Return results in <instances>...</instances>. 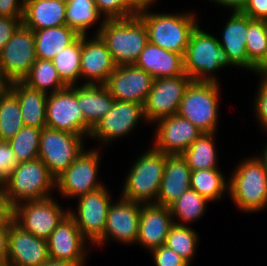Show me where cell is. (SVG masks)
<instances>
[{"label": "cell", "instance_id": "obj_1", "mask_svg": "<svg viewBox=\"0 0 267 266\" xmlns=\"http://www.w3.org/2000/svg\"><path fill=\"white\" fill-rule=\"evenodd\" d=\"M151 5H141L137 13L146 26L149 42L184 56L191 34L199 25L197 12L154 13L150 12Z\"/></svg>", "mask_w": 267, "mask_h": 266}, {"label": "cell", "instance_id": "obj_2", "mask_svg": "<svg viewBox=\"0 0 267 266\" xmlns=\"http://www.w3.org/2000/svg\"><path fill=\"white\" fill-rule=\"evenodd\" d=\"M93 34H98L118 65L135 64L145 48L148 32L143 20L135 15L124 19H106L100 22Z\"/></svg>", "mask_w": 267, "mask_h": 266}, {"label": "cell", "instance_id": "obj_3", "mask_svg": "<svg viewBox=\"0 0 267 266\" xmlns=\"http://www.w3.org/2000/svg\"><path fill=\"white\" fill-rule=\"evenodd\" d=\"M228 180V195L242 212L267 208V173L256 155L240 161Z\"/></svg>", "mask_w": 267, "mask_h": 266}, {"label": "cell", "instance_id": "obj_4", "mask_svg": "<svg viewBox=\"0 0 267 266\" xmlns=\"http://www.w3.org/2000/svg\"><path fill=\"white\" fill-rule=\"evenodd\" d=\"M234 65L218 38L198 25L192 32L184 55V71L193 81L219 82L215 72Z\"/></svg>", "mask_w": 267, "mask_h": 266}, {"label": "cell", "instance_id": "obj_5", "mask_svg": "<svg viewBox=\"0 0 267 266\" xmlns=\"http://www.w3.org/2000/svg\"><path fill=\"white\" fill-rule=\"evenodd\" d=\"M151 147L131 165L123 182L121 198L140 204L156 202L164 174L166 154Z\"/></svg>", "mask_w": 267, "mask_h": 266}, {"label": "cell", "instance_id": "obj_6", "mask_svg": "<svg viewBox=\"0 0 267 266\" xmlns=\"http://www.w3.org/2000/svg\"><path fill=\"white\" fill-rule=\"evenodd\" d=\"M220 83L192 81L180 102L177 114L203 133H217Z\"/></svg>", "mask_w": 267, "mask_h": 266}, {"label": "cell", "instance_id": "obj_7", "mask_svg": "<svg viewBox=\"0 0 267 266\" xmlns=\"http://www.w3.org/2000/svg\"><path fill=\"white\" fill-rule=\"evenodd\" d=\"M3 184L9 202L15 206L26 200H41L52 197L51 191L55 189V178L47 166L37 158L32 161L20 162L7 176Z\"/></svg>", "mask_w": 267, "mask_h": 266}, {"label": "cell", "instance_id": "obj_8", "mask_svg": "<svg viewBox=\"0 0 267 266\" xmlns=\"http://www.w3.org/2000/svg\"><path fill=\"white\" fill-rule=\"evenodd\" d=\"M85 137L45 127L40 134L38 158L56 179L85 150Z\"/></svg>", "mask_w": 267, "mask_h": 266}, {"label": "cell", "instance_id": "obj_9", "mask_svg": "<svg viewBox=\"0 0 267 266\" xmlns=\"http://www.w3.org/2000/svg\"><path fill=\"white\" fill-rule=\"evenodd\" d=\"M37 59L33 30L21 24L0 52V80L22 81Z\"/></svg>", "mask_w": 267, "mask_h": 266}, {"label": "cell", "instance_id": "obj_10", "mask_svg": "<svg viewBox=\"0 0 267 266\" xmlns=\"http://www.w3.org/2000/svg\"><path fill=\"white\" fill-rule=\"evenodd\" d=\"M100 153L84 150L77 159L55 179V189L64 198H78L105 186L98 180Z\"/></svg>", "mask_w": 267, "mask_h": 266}, {"label": "cell", "instance_id": "obj_11", "mask_svg": "<svg viewBox=\"0 0 267 266\" xmlns=\"http://www.w3.org/2000/svg\"><path fill=\"white\" fill-rule=\"evenodd\" d=\"M57 202L52 196L17 203L14 206L13 220L36 237L47 240L69 211Z\"/></svg>", "mask_w": 267, "mask_h": 266}, {"label": "cell", "instance_id": "obj_12", "mask_svg": "<svg viewBox=\"0 0 267 266\" xmlns=\"http://www.w3.org/2000/svg\"><path fill=\"white\" fill-rule=\"evenodd\" d=\"M46 127L89 137L91 130L78 106L76 85L47 95Z\"/></svg>", "mask_w": 267, "mask_h": 266}, {"label": "cell", "instance_id": "obj_13", "mask_svg": "<svg viewBox=\"0 0 267 266\" xmlns=\"http://www.w3.org/2000/svg\"><path fill=\"white\" fill-rule=\"evenodd\" d=\"M106 186L77 198V211L68 208L83 236L93 246L103 237L109 206L113 202ZM92 243V244H91Z\"/></svg>", "mask_w": 267, "mask_h": 266}, {"label": "cell", "instance_id": "obj_14", "mask_svg": "<svg viewBox=\"0 0 267 266\" xmlns=\"http://www.w3.org/2000/svg\"><path fill=\"white\" fill-rule=\"evenodd\" d=\"M145 121L144 105L137 102L116 101L112 109L91 129L89 139L100 141L103 146L134 132L138 123ZM112 141V142H111Z\"/></svg>", "mask_w": 267, "mask_h": 266}, {"label": "cell", "instance_id": "obj_15", "mask_svg": "<svg viewBox=\"0 0 267 266\" xmlns=\"http://www.w3.org/2000/svg\"><path fill=\"white\" fill-rule=\"evenodd\" d=\"M193 80L185 73L154 79L144 104L147 124L177 114L184 93Z\"/></svg>", "mask_w": 267, "mask_h": 266}, {"label": "cell", "instance_id": "obj_16", "mask_svg": "<svg viewBox=\"0 0 267 266\" xmlns=\"http://www.w3.org/2000/svg\"><path fill=\"white\" fill-rule=\"evenodd\" d=\"M119 199L109 206L104 235L94 246L105 245L110 240L124 245L137 243L141 204Z\"/></svg>", "mask_w": 267, "mask_h": 266}, {"label": "cell", "instance_id": "obj_17", "mask_svg": "<svg viewBox=\"0 0 267 266\" xmlns=\"http://www.w3.org/2000/svg\"><path fill=\"white\" fill-rule=\"evenodd\" d=\"M154 78L136 65H118L104 84L116 101L145 104Z\"/></svg>", "mask_w": 267, "mask_h": 266}, {"label": "cell", "instance_id": "obj_18", "mask_svg": "<svg viewBox=\"0 0 267 266\" xmlns=\"http://www.w3.org/2000/svg\"><path fill=\"white\" fill-rule=\"evenodd\" d=\"M88 240L74 219L67 214L47 239L49 257L85 266Z\"/></svg>", "mask_w": 267, "mask_h": 266}, {"label": "cell", "instance_id": "obj_19", "mask_svg": "<svg viewBox=\"0 0 267 266\" xmlns=\"http://www.w3.org/2000/svg\"><path fill=\"white\" fill-rule=\"evenodd\" d=\"M153 147L166 155H182L203 133L189 120L178 114L155 122Z\"/></svg>", "mask_w": 267, "mask_h": 266}, {"label": "cell", "instance_id": "obj_20", "mask_svg": "<svg viewBox=\"0 0 267 266\" xmlns=\"http://www.w3.org/2000/svg\"><path fill=\"white\" fill-rule=\"evenodd\" d=\"M48 257L47 240L26 231L14 220L10 223L7 266H39Z\"/></svg>", "mask_w": 267, "mask_h": 266}, {"label": "cell", "instance_id": "obj_21", "mask_svg": "<svg viewBox=\"0 0 267 266\" xmlns=\"http://www.w3.org/2000/svg\"><path fill=\"white\" fill-rule=\"evenodd\" d=\"M82 35L80 71L83 84H105L117 66L98 34ZM92 38V39H91Z\"/></svg>", "mask_w": 267, "mask_h": 266}, {"label": "cell", "instance_id": "obj_22", "mask_svg": "<svg viewBox=\"0 0 267 266\" xmlns=\"http://www.w3.org/2000/svg\"><path fill=\"white\" fill-rule=\"evenodd\" d=\"M170 208L164 205L141 204L137 243L150 251L165 245L173 224Z\"/></svg>", "mask_w": 267, "mask_h": 266}, {"label": "cell", "instance_id": "obj_23", "mask_svg": "<svg viewBox=\"0 0 267 266\" xmlns=\"http://www.w3.org/2000/svg\"><path fill=\"white\" fill-rule=\"evenodd\" d=\"M247 31L248 16L241 12H233L222 30V39L218 38V41L235 67L258 73L260 70L248 59L246 49Z\"/></svg>", "mask_w": 267, "mask_h": 266}, {"label": "cell", "instance_id": "obj_24", "mask_svg": "<svg viewBox=\"0 0 267 266\" xmlns=\"http://www.w3.org/2000/svg\"><path fill=\"white\" fill-rule=\"evenodd\" d=\"M191 170L182 155H166L164 174L156 204L169 207L190 189Z\"/></svg>", "mask_w": 267, "mask_h": 266}, {"label": "cell", "instance_id": "obj_25", "mask_svg": "<svg viewBox=\"0 0 267 266\" xmlns=\"http://www.w3.org/2000/svg\"><path fill=\"white\" fill-rule=\"evenodd\" d=\"M154 79L185 74L184 56L167 51L151 42L140 52L135 64Z\"/></svg>", "mask_w": 267, "mask_h": 266}, {"label": "cell", "instance_id": "obj_26", "mask_svg": "<svg viewBox=\"0 0 267 266\" xmlns=\"http://www.w3.org/2000/svg\"><path fill=\"white\" fill-rule=\"evenodd\" d=\"M66 0H24L22 24L31 30L66 25Z\"/></svg>", "mask_w": 267, "mask_h": 266}, {"label": "cell", "instance_id": "obj_27", "mask_svg": "<svg viewBox=\"0 0 267 266\" xmlns=\"http://www.w3.org/2000/svg\"><path fill=\"white\" fill-rule=\"evenodd\" d=\"M115 102L104 84H80L77 86V103L85 125L91 130L103 118Z\"/></svg>", "mask_w": 267, "mask_h": 266}, {"label": "cell", "instance_id": "obj_28", "mask_svg": "<svg viewBox=\"0 0 267 266\" xmlns=\"http://www.w3.org/2000/svg\"><path fill=\"white\" fill-rule=\"evenodd\" d=\"M6 86L19 100L24 125L41 130L45 128L47 94L29 87L23 81L11 82Z\"/></svg>", "mask_w": 267, "mask_h": 266}, {"label": "cell", "instance_id": "obj_29", "mask_svg": "<svg viewBox=\"0 0 267 266\" xmlns=\"http://www.w3.org/2000/svg\"><path fill=\"white\" fill-rule=\"evenodd\" d=\"M36 56L43 60H52L56 54L70 46L80 35L66 25L35 30Z\"/></svg>", "mask_w": 267, "mask_h": 266}, {"label": "cell", "instance_id": "obj_30", "mask_svg": "<svg viewBox=\"0 0 267 266\" xmlns=\"http://www.w3.org/2000/svg\"><path fill=\"white\" fill-rule=\"evenodd\" d=\"M228 182L219 168L191 171L190 189L195 190L209 202L219 201L228 194Z\"/></svg>", "mask_w": 267, "mask_h": 266}, {"label": "cell", "instance_id": "obj_31", "mask_svg": "<svg viewBox=\"0 0 267 266\" xmlns=\"http://www.w3.org/2000/svg\"><path fill=\"white\" fill-rule=\"evenodd\" d=\"M216 133H202L182 154L191 171L219 168Z\"/></svg>", "mask_w": 267, "mask_h": 266}, {"label": "cell", "instance_id": "obj_32", "mask_svg": "<svg viewBox=\"0 0 267 266\" xmlns=\"http://www.w3.org/2000/svg\"><path fill=\"white\" fill-rule=\"evenodd\" d=\"M21 108L16 95L4 85L0 89V140L9 141L23 127Z\"/></svg>", "mask_w": 267, "mask_h": 266}, {"label": "cell", "instance_id": "obj_33", "mask_svg": "<svg viewBox=\"0 0 267 266\" xmlns=\"http://www.w3.org/2000/svg\"><path fill=\"white\" fill-rule=\"evenodd\" d=\"M29 87L45 94H52L67 85L61 80L52 60L37 58L29 74L22 80Z\"/></svg>", "mask_w": 267, "mask_h": 266}, {"label": "cell", "instance_id": "obj_34", "mask_svg": "<svg viewBox=\"0 0 267 266\" xmlns=\"http://www.w3.org/2000/svg\"><path fill=\"white\" fill-rule=\"evenodd\" d=\"M66 3V24L79 35H88L89 28L99 21L104 22L94 0H66Z\"/></svg>", "mask_w": 267, "mask_h": 266}, {"label": "cell", "instance_id": "obj_35", "mask_svg": "<svg viewBox=\"0 0 267 266\" xmlns=\"http://www.w3.org/2000/svg\"><path fill=\"white\" fill-rule=\"evenodd\" d=\"M207 203L209 201L195 190L189 189L185 191L169 206L173 222L188 226V223L197 221L207 211Z\"/></svg>", "mask_w": 267, "mask_h": 266}, {"label": "cell", "instance_id": "obj_36", "mask_svg": "<svg viewBox=\"0 0 267 266\" xmlns=\"http://www.w3.org/2000/svg\"><path fill=\"white\" fill-rule=\"evenodd\" d=\"M246 49L248 59L260 71H267V20L248 16Z\"/></svg>", "mask_w": 267, "mask_h": 266}, {"label": "cell", "instance_id": "obj_37", "mask_svg": "<svg viewBox=\"0 0 267 266\" xmlns=\"http://www.w3.org/2000/svg\"><path fill=\"white\" fill-rule=\"evenodd\" d=\"M81 43L82 35L52 59L59 77L67 86L77 85L81 79Z\"/></svg>", "mask_w": 267, "mask_h": 266}, {"label": "cell", "instance_id": "obj_38", "mask_svg": "<svg viewBox=\"0 0 267 266\" xmlns=\"http://www.w3.org/2000/svg\"><path fill=\"white\" fill-rule=\"evenodd\" d=\"M199 235L192 227L173 223L166 238L165 245L175 251L190 265L197 251Z\"/></svg>", "mask_w": 267, "mask_h": 266}, {"label": "cell", "instance_id": "obj_39", "mask_svg": "<svg viewBox=\"0 0 267 266\" xmlns=\"http://www.w3.org/2000/svg\"><path fill=\"white\" fill-rule=\"evenodd\" d=\"M41 131L36 127L24 126L8 141L19 163L38 158Z\"/></svg>", "mask_w": 267, "mask_h": 266}, {"label": "cell", "instance_id": "obj_40", "mask_svg": "<svg viewBox=\"0 0 267 266\" xmlns=\"http://www.w3.org/2000/svg\"><path fill=\"white\" fill-rule=\"evenodd\" d=\"M98 13L106 19H124L137 15L140 4L136 0H94Z\"/></svg>", "mask_w": 267, "mask_h": 266}, {"label": "cell", "instance_id": "obj_41", "mask_svg": "<svg viewBox=\"0 0 267 266\" xmlns=\"http://www.w3.org/2000/svg\"><path fill=\"white\" fill-rule=\"evenodd\" d=\"M258 74L261 79L258 83L257 93H255L253 109L259 126H262L263 130L267 132V71H259L256 75Z\"/></svg>", "mask_w": 267, "mask_h": 266}, {"label": "cell", "instance_id": "obj_42", "mask_svg": "<svg viewBox=\"0 0 267 266\" xmlns=\"http://www.w3.org/2000/svg\"><path fill=\"white\" fill-rule=\"evenodd\" d=\"M151 253L156 266H190L186 260L166 245L150 251Z\"/></svg>", "mask_w": 267, "mask_h": 266}, {"label": "cell", "instance_id": "obj_43", "mask_svg": "<svg viewBox=\"0 0 267 266\" xmlns=\"http://www.w3.org/2000/svg\"><path fill=\"white\" fill-rule=\"evenodd\" d=\"M15 153L8 141L0 140V182L3 183L11 171L18 166Z\"/></svg>", "mask_w": 267, "mask_h": 266}, {"label": "cell", "instance_id": "obj_44", "mask_svg": "<svg viewBox=\"0 0 267 266\" xmlns=\"http://www.w3.org/2000/svg\"><path fill=\"white\" fill-rule=\"evenodd\" d=\"M22 24V18L0 16V52Z\"/></svg>", "mask_w": 267, "mask_h": 266}, {"label": "cell", "instance_id": "obj_45", "mask_svg": "<svg viewBox=\"0 0 267 266\" xmlns=\"http://www.w3.org/2000/svg\"><path fill=\"white\" fill-rule=\"evenodd\" d=\"M241 13L251 19L267 20V0H247Z\"/></svg>", "mask_w": 267, "mask_h": 266}, {"label": "cell", "instance_id": "obj_46", "mask_svg": "<svg viewBox=\"0 0 267 266\" xmlns=\"http://www.w3.org/2000/svg\"><path fill=\"white\" fill-rule=\"evenodd\" d=\"M24 0H0V16L23 18Z\"/></svg>", "mask_w": 267, "mask_h": 266}, {"label": "cell", "instance_id": "obj_47", "mask_svg": "<svg viewBox=\"0 0 267 266\" xmlns=\"http://www.w3.org/2000/svg\"><path fill=\"white\" fill-rule=\"evenodd\" d=\"M14 206L9 202L3 183L0 182V224L13 221Z\"/></svg>", "mask_w": 267, "mask_h": 266}, {"label": "cell", "instance_id": "obj_48", "mask_svg": "<svg viewBox=\"0 0 267 266\" xmlns=\"http://www.w3.org/2000/svg\"><path fill=\"white\" fill-rule=\"evenodd\" d=\"M9 225L10 223L0 224V265L7 263Z\"/></svg>", "mask_w": 267, "mask_h": 266}, {"label": "cell", "instance_id": "obj_49", "mask_svg": "<svg viewBox=\"0 0 267 266\" xmlns=\"http://www.w3.org/2000/svg\"><path fill=\"white\" fill-rule=\"evenodd\" d=\"M210 2L216 3L219 6H224L227 9L230 8L232 12H241L246 4L247 0H209Z\"/></svg>", "mask_w": 267, "mask_h": 266}, {"label": "cell", "instance_id": "obj_50", "mask_svg": "<svg viewBox=\"0 0 267 266\" xmlns=\"http://www.w3.org/2000/svg\"><path fill=\"white\" fill-rule=\"evenodd\" d=\"M39 266H79V265L77 263H73L70 261L59 260L48 257L47 260Z\"/></svg>", "mask_w": 267, "mask_h": 266}, {"label": "cell", "instance_id": "obj_51", "mask_svg": "<svg viewBox=\"0 0 267 266\" xmlns=\"http://www.w3.org/2000/svg\"><path fill=\"white\" fill-rule=\"evenodd\" d=\"M263 149L262 152L257 155V158L263 163L265 172L267 173V143H265Z\"/></svg>", "mask_w": 267, "mask_h": 266}, {"label": "cell", "instance_id": "obj_52", "mask_svg": "<svg viewBox=\"0 0 267 266\" xmlns=\"http://www.w3.org/2000/svg\"><path fill=\"white\" fill-rule=\"evenodd\" d=\"M140 5H143V4H155V2L157 0H136Z\"/></svg>", "mask_w": 267, "mask_h": 266}, {"label": "cell", "instance_id": "obj_53", "mask_svg": "<svg viewBox=\"0 0 267 266\" xmlns=\"http://www.w3.org/2000/svg\"><path fill=\"white\" fill-rule=\"evenodd\" d=\"M4 86V84L0 80V89Z\"/></svg>", "mask_w": 267, "mask_h": 266}]
</instances>
